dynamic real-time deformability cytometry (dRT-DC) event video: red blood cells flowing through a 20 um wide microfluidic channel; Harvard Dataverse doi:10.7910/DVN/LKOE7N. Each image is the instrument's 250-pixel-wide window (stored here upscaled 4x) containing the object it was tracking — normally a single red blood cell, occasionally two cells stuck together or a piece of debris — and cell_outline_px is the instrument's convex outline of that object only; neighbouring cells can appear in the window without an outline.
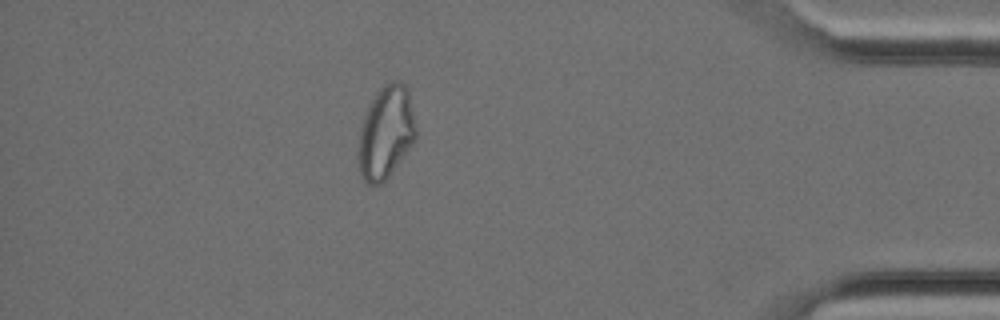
{"species": "Egyptian fruit bat (a non-hibernating species)", "species_latin": "Rousettus aegyptiacus", "temperature_condition": "cold", "stored_images_in_passage": 27, "camera_frame_rate_fps": 3000, "um_per_image_px": 0.085, "animal": {"sex": "female"}, "frame": {"image": 1, "passage_image": 23, "time_ms": 7.333, "image_size_px": [1000, 320], "cell_outline_px": [[416, 140], [388, 176], [380, 184], [364, 184], [356, 160], [356, 156], [360, 128], [368, 104], [376, 92], [384, 84], [392, 80], [396, 80], [404, 84], [408, 88], [416, 128]], "centroid_in_image_um": [32.77, 11.26], "position_along_channel_um": 402.4, "area_um2": 31.5}}